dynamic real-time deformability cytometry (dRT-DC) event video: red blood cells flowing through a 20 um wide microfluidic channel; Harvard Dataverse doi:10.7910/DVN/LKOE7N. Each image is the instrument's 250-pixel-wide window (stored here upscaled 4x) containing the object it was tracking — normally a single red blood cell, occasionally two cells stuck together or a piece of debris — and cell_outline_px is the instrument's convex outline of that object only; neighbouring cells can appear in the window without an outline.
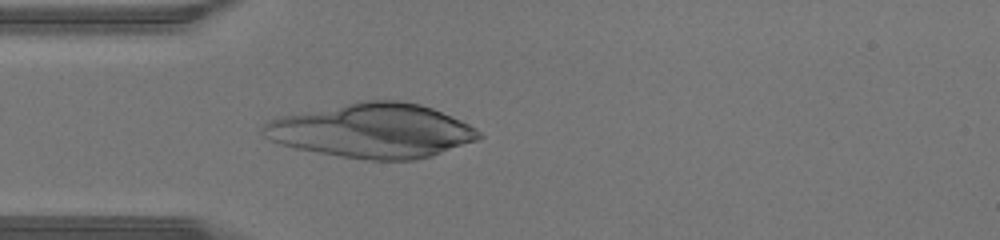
{"species": "human", "species_latin": "Homo sapiens", "temperature_condition": "warm", "stored_images_in_passage": 37, "camera_frame_rate_fps": 3000, "um_per_image_px": 0.085, "donor": {"sex": "male"}, "frame": {"image": 1, "passage_image": 9, "time_ms": 2.667, "image_size_px": [1000, 240], "cell_outline_px": [[484, 136], [476, 140], [416, 160], [368, 160], [340, 156], [296, 148], [280, 144], [264, 136], [260, 132], [264, 124], [268, 120], [280, 116], [356, 100], [400, 100], [420, 104], [432, 108], [460, 120], [476, 128]], "centroid_in_image_um": [31.6, 11.09], "position_along_channel_um": 53.4, "area_um2": 68.2}}
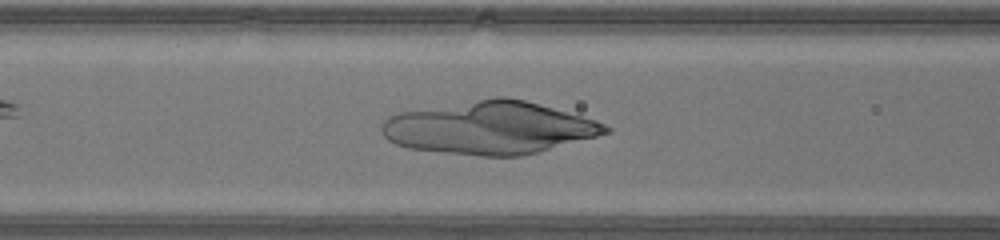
{"frame": {"image": 2, "passage_image": 14, "time_ms": 4.333, "image_size_px": [1000, 240], "cell_outline_px": [[612, 132], [536, 152], [520, 156], [480, 156], [408, 148], [396, 144], [388, 140], [380, 132], [380, 128], [384, 120], [388, 116], [400, 112], [496, 96], [504, 96], [524, 100], [596, 120], [612, 128]], "centroid_in_image_um": [41.59, 10.86], "position_along_channel_um": 125.0, "area_um2": 68.38}}